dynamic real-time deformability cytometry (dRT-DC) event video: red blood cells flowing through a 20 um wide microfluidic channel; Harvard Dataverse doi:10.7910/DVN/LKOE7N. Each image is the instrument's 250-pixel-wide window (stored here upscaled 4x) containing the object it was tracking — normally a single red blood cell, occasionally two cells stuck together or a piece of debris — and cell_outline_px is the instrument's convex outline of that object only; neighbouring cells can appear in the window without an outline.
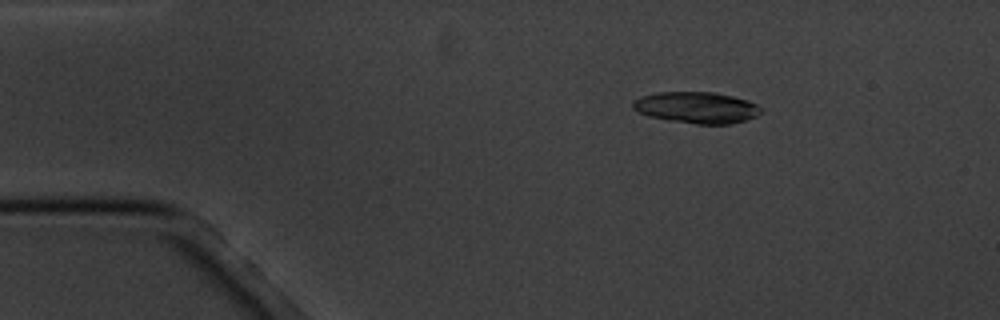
{"species": "common noctule bat (a hibernating species)", "species_latin": "Nyctalus noctula", "temperature_condition": "cold", "stored_images_in_passage": 4, "camera_frame_rate_fps": 3000, "um_per_image_px": 0.085, "animal": {"sex": "male", "body_mass_g": 20.1, "forearm_length_mm": 53.5}, "frame": {"image": 1, "passage_image": 2, "time_ms": 1.0, "image_size_px": [1000, 320], "cell_outline_px": [[764, 108], [756, 116], [732, 124], [696, 124], [648, 116], [632, 108], [632, 100], [640, 96], [656, 92], [712, 92], [732, 96], [748, 100]], "centroid_in_image_um": [59.2, 9.13], "position_along_channel_um": 25.8, "area_um2": 23.41}}